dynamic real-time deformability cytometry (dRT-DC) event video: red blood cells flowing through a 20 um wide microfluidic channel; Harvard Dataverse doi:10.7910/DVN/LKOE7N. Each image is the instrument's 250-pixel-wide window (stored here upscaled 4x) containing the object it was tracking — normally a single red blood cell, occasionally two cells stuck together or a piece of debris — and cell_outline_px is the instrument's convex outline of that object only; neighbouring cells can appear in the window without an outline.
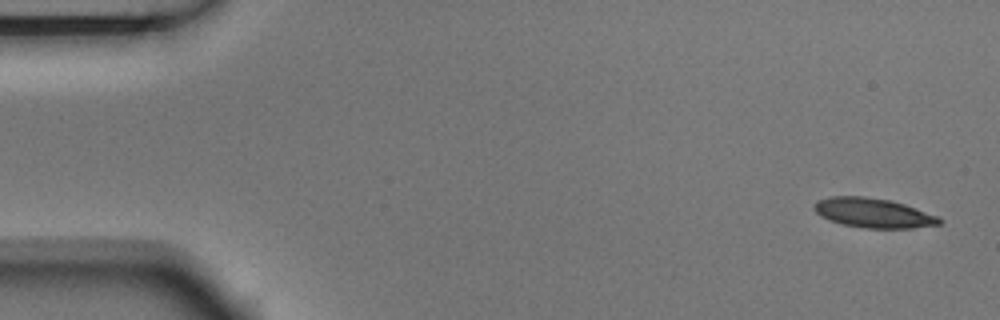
{"species": "Egyptian fruit bat (a non-hibernating species)", "species_latin": "Rousettus aegyptiacus", "temperature_condition": "room temperature", "stored_images_in_passage": 5, "camera_frame_rate_fps": 3000, "um_per_image_px": 0.085, "animal": {"sex": "male"}, "frame": {"image": 1, "passage_image": 1, "time_ms": 0.0, "image_size_px": [1000, 320], "cell_outline_px": [[940, 224], [912, 228], [860, 228], [844, 224], [820, 216], [816, 212], [812, 204], [816, 200], [832, 196], [868, 196], [888, 200], [904, 204], [940, 216]], "centroid_in_image_um": [74.21, 18.09], "position_along_channel_um": 10.8, "area_um2": 21.56}}
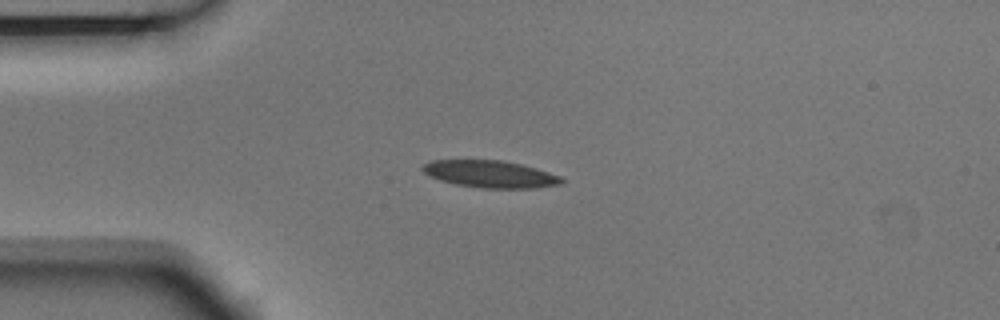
{"frame": {"image": 2, "passage_image": 4, "time_ms": 1.0, "image_size_px": [1000, 320], "cell_outline_px": [[564, 184], [536, 188], [480, 188], [456, 184], [440, 180], [428, 176], [420, 168], [428, 160], [504, 160], [536, 168], [560, 176], [564, 180]], "centroid_in_image_um": [41.66, 14.8], "position_along_channel_um": 43.3, "area_um2": 22.14}}